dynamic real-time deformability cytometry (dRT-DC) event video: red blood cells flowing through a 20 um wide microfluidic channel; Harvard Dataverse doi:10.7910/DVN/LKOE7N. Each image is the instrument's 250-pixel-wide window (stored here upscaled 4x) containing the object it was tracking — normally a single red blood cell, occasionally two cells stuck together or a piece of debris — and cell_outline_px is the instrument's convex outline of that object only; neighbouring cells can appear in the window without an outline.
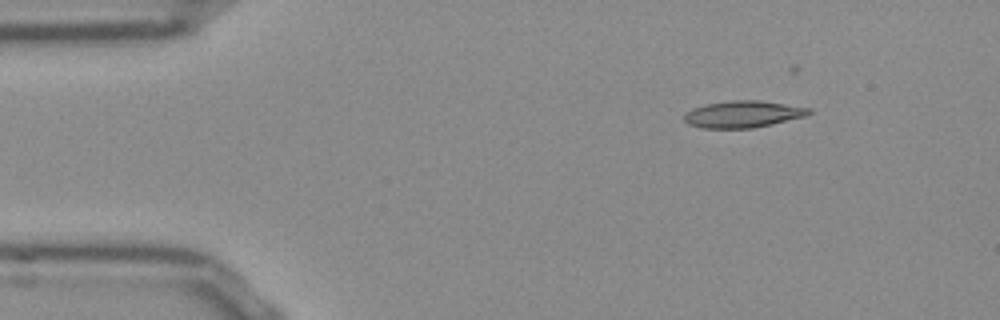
{"species": "Egyptian fruit bat (a non-hibernating species)", "species_latin": "Rousettus aegyptiacus", "temperature_condition": "room temperature", "stored_images_in_passage": 46, "camera_frame_rate_fps": 3000, "um_per_image_px": 0.085, "frame": {"image": 1, "passage_image": 1, "time_ms": 0.0, "image_size_px": [1000, 320], "cell_outline_px": [[812, 112], [808, 116], [772, 124], [752, 128], [700, 128], [688, 124], [684, 120], [684, 112], [692, 108], [708, 104], [732, 100], [756, 100], [812, 108]], "centroid_in_image_um": [63.16, 9.71], "position_along_channel_um": 21.8, "area_um2": 19.54}}
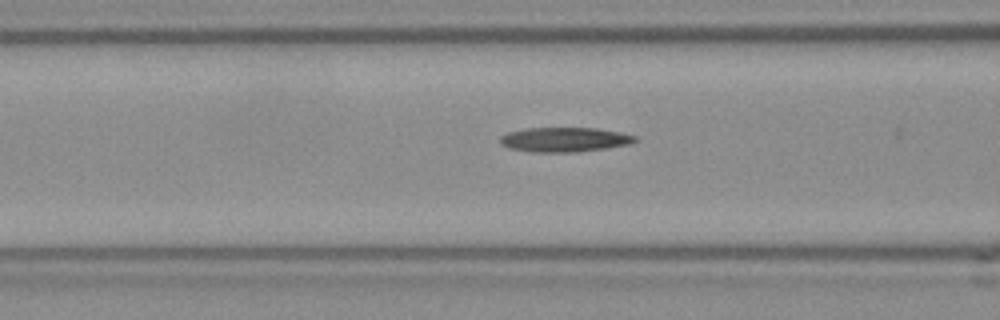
{"frame": {"image": 2, "passage_image": 14, "time_ms": 4.333, "image_size_px": [1000, 320], "cell_outline_px": [[636, 140], [628, 144], [604, 148], [576, 152], [528, 152], [508, 148], [500, 144], [500, 136], [508, 132], [524, 128], [596, 128], [620, 132], [636, 136]], "centroid_in_image_um": [47.91, 11.86], "position_along_channel_um": 118.7, "area_um2": 19.31}}
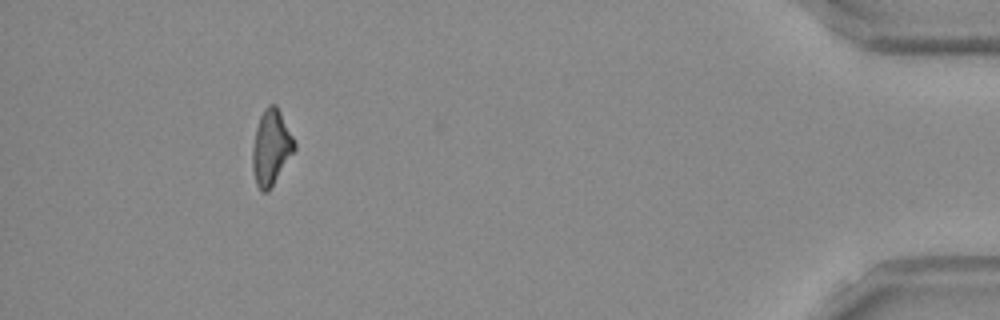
{"frame": {"image": 3, "passage_image": 42, "time_ms": 13.667, "image_size_px": [1000, 320], "cell_outline_px": [[296, 148], [268, 192], [260, 192], [256, 184], [252, 168], [252, 148], [256, 128], [260, 116], [264, 108], [268, 104], [276, 104], [296, 144]], "centroid_in_image_um": [23.02, 12.55], "position_along_channel_um": 412.2, "area_um2": 18.26}, "authors_computed_cell_mechanics": {"area_um2": 19.1029, "velocity_mm_per_s": 3.8609, "shape_relaxation_time_tau1_ms": null, "shape_relaxation_time_tau2_ms": 4.42, "deformation_change_tau1": null, "deformation_change_tau2": 0.1529}}